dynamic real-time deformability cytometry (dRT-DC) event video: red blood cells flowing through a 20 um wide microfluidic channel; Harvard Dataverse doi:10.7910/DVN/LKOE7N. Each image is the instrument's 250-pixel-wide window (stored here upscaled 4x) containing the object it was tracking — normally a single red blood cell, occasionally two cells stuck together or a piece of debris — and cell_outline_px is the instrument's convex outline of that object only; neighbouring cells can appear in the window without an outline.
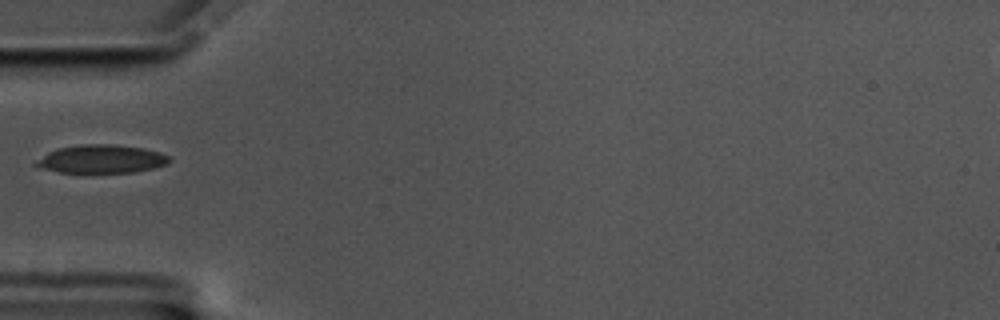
{"species": "common noctule bat (a hibernating species)", "species_latin": "Nyctalus noctula", "temperature_condition": "cold", "stored_images_in_passage": 17, "camera_frame_rate_fps": 3000, "um_per_image_px": 0.085, "animal": {"sex": "male", "body_mass_g": 17.5, "forearm_length_mm": 52.3}, "frame": {"image": 1, "passage_image": 1, "time_ms": 0.0, "image_size_px": [1000, 320], "cell_outline_px": [[172, 160], [168, 164], [152, 168], [132, 172], [60, 172], [44, 168], [32, 164], [36, 160], [48, 152], [60, 148], [80, 144], [112, 144], [144, 148], [160, 152], [168, 156]], "centroid_in_image_um": [8.64, 13.5], "position_along_channel_um": 76.4, "area_um2": 21.79}}
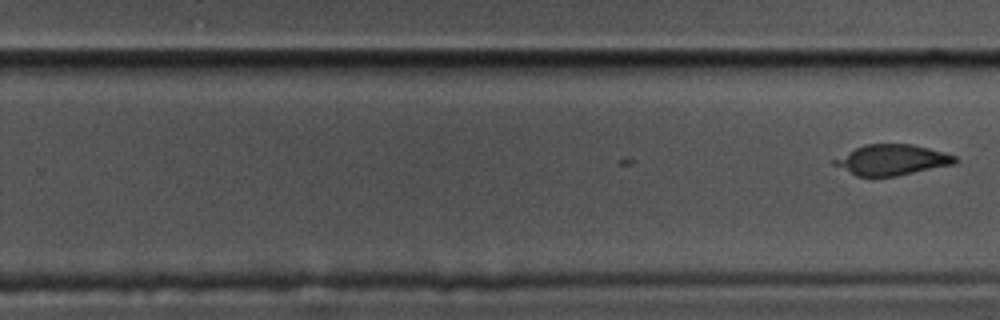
{"frame": {"image": 2, "passage_image": 17, "time_ms": 5.333, "image_size_px": [1000, 320], "cell_outline_px": [[960, 160], [956, 164], [896, 176], [856, 176], [832, 164], [832, 160], [864, 144], [912, 144], [944, 152], [956, 156]], "centroid_in_image_um": [75.85, 13.59], "position_along_channel_um": 254.0, "area_um2": 21.5}}